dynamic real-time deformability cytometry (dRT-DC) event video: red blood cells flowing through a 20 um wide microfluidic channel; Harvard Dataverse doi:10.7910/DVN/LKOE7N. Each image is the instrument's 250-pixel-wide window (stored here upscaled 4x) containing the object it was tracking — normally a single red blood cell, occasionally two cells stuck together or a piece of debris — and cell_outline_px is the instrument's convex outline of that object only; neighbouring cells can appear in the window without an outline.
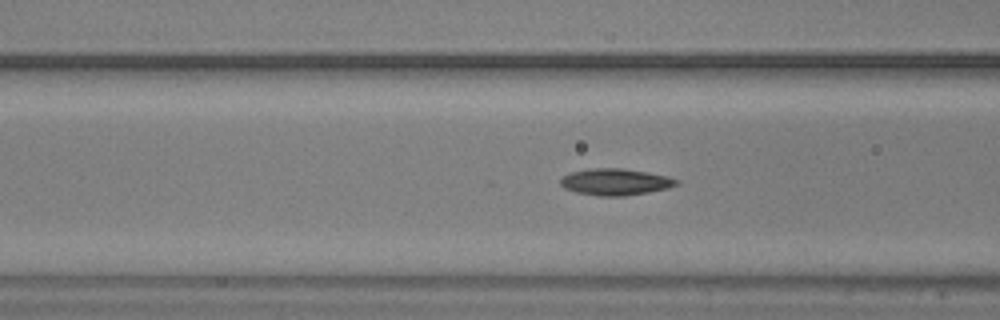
{"species": "common noctule bat (a hibernating species)", "species_latin": "Nyctalus noctula", "temperature_condition": "warm", "stored_images_in_passage": 45, "camera_frame_rate_fps": 3000, "um_per_image_px": 0.085, "animal": {"sex": "male", "body_mass_g": 20.5, "forearm_length_mm": 52.5}, "frame": {"image": 1, "passage_image": 20, "time_ms": 6.333, "image_size_px": [1000, 320], "cell_outline_px": [[680, 184], [668, 188], [648, 192], [624, 196], [600, 196], [576, 192], [564, 188], [560, 184], [560, 180], [564, 176], [572, 172], [592, 168], [624, 168], [668, 176], [680, 180]], "centroid_in_image_um": [52.35, 15.46], "position_along_channel_um": 114.3, "area_um2": 17.98}}
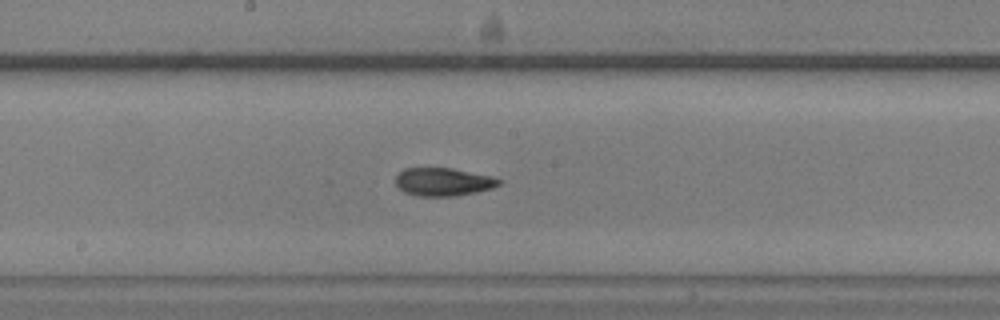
{"frame": {"image": 2, "passage_image": 28, "time_ms": 9.0, "image_size_px": [1000, 320], "cell_outline_px": [[504, 180], [500, 184], [492, 188], [476, 192], [456, 196], [416, 196], [404, 192], [396, 184], [396, 176], [404, 168], [452, 168], [492, 176]], "centroid_in_image_um": [37.7, 15.46], "position_along_channel_um": 210.5, "area_um2": 16.99}}
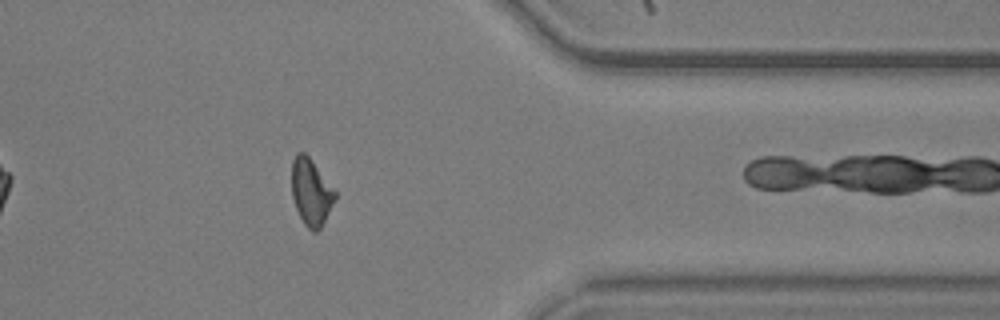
{"frame": {"image": 3, "passage_image": 44, "time_ms": 14.333, "image_size_px": [1000, 320], "cell_outline_px": [[336, 196], [320, 228], [316, 232], [312, 232], [304, 224], [296, 208], [292, 196], [292, 160], [296, 152], [304, 152], [312, 160], [336, 188]], "centroid_in_image_um": [26.44, 16.28], "position_along_channel_um": 385.0, "area_um2": 16.88}}